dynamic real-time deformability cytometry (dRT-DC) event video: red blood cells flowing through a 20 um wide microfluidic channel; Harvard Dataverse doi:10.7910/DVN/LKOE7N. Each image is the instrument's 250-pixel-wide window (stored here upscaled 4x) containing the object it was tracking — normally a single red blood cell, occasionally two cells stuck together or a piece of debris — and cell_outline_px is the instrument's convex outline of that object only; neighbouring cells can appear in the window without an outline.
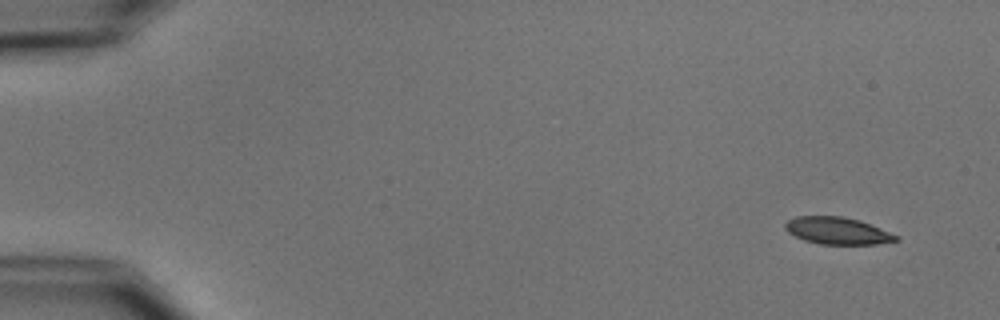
{"species": "common noctule bat (a hibernating species)", "species_latin": "Nyctalus noctula", "temperature_condition": "cold", "stored_images_in_passage": 4, "camera_frame_rate_fps": 3000, "um_per_image_px": 0.085, "animal": {"sex": "male", "body_mass_g": 15.6}, "frame": {"image": 1, "passage_image": 1, "time_ms": 0.0, "image_size_px": [1000, 320], "cell_outline_px": [[900, 240], [876, 244], [820, 244], [804, 240], [788, 232], [784, 228], [784, 224], [788, 220], [796, 216], [840, 216], [860, 220], [900, 236]], "centroid_in_image_um": [71.19, 19.61], "position_along_channel_um": 13.8, "area_um2": 17.51}}